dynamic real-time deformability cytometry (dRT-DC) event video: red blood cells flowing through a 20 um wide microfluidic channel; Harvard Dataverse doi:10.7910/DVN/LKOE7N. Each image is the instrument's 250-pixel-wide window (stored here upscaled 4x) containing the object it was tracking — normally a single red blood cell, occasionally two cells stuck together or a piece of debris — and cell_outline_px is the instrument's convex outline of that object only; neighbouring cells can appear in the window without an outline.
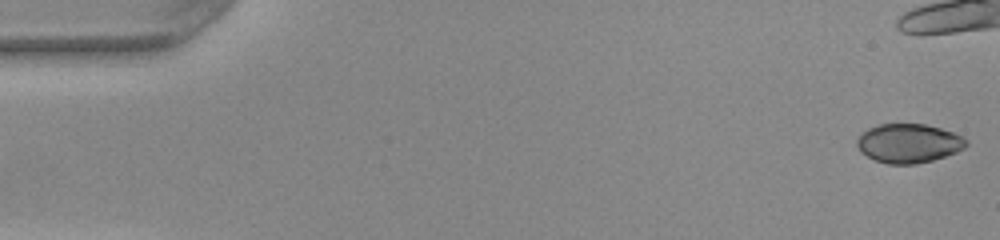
{"species": "common noctule bat (a hibernating species)", "species_latin": "Nyctalus noctula", "temperature_condition": "warm", "stored_images_in_passage": 40, "camera_frame_rate_fps": 3000, "um_per_image_px": 0.085, "animal": {"sex": "female", "body_mass_g": 22.0, "forearm_length_mm": 56.7}, "frame": {"image": 1, "passage_image": 1, "time_ms": 0.0, "image_size_px": [1000, 240], "cell_outline_px": [[968, 144], [964, 148], [956, 152], [932, 160], [916, 164], [888, 164], [876, 160], [860, 152], [856, 144], [856, 140], [868, 128], [876, 124], [924, 124], [940, 128], [952, 132], [968, 140]], "centroid_in_image_um": [77.22, 12.18], "position_along_channel_um": 7.8, "area_um2": 24.74}}
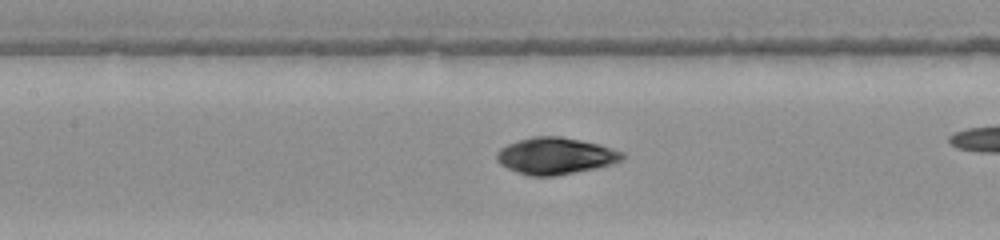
{"frame": {"image": 2, "passage_image": 23, "time_ms": 7.333, "image_size_px": [1000, 240], "cell_outline_px": [[624, 160], [612, 164], [596, 168], [556, 176], [528, 176], [516, 172], [500, 164], [496, 160], [496, 152], [500, 148], [508, 144], [532, 136], [560, 136], [600, 144], [624, 152]], "centroid_in_image_um": [47.22, 13.26], "position_along_channel_um": 160.2, "area_um2": 27.05}}
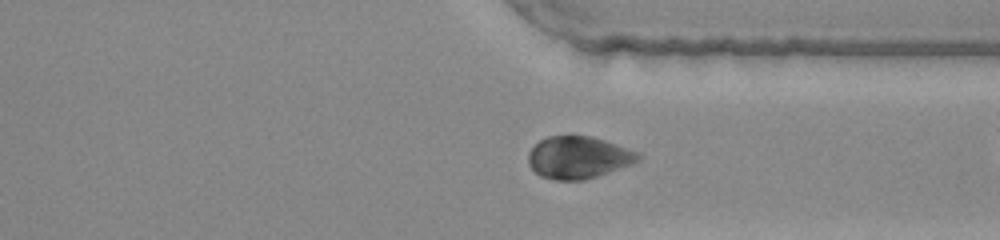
{"frame": {"image": 3, "passage_image": 38, "time_ms": 12.333, "image_size_px": [1000, 240], "cell_outline_px": [[640, 160], [608, 172], [584, 180], [556, 180], [540, 176], [528, 164], [528, 152], [540, 140], [548, 136], [572, 132], [592, 136], [640, 152]], "centroid_in_image_um": [49.13, 13.33], "position_along_channel_um": 362.3, "area_um2": 27.46}}